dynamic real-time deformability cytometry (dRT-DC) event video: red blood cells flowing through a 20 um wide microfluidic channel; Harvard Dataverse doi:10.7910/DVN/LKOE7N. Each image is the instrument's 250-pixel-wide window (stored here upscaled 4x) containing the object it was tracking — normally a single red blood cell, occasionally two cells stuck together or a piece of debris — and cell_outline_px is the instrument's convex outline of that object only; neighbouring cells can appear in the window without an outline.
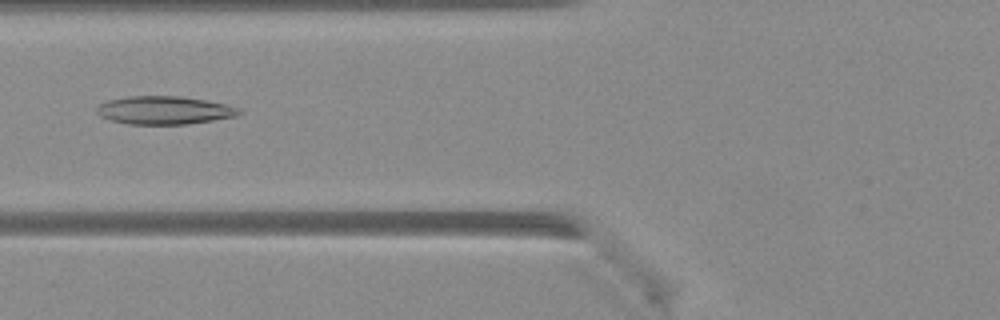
{"species": "Egyptian fruit bat (a non-hibernating species)", "species_latin": "Rousettus aegyptiacus", "temperature_condition": "warm", "stored_images_in_passage": 31, "camera_frame_rate_fps": 3000, "um_per_image_px": 0.085, "animal": {"sex": "female"}, "frame": {"image": 1, "passage_image": 7, "time_ms": 2.0, "image_size_px": [1000, 320], "cell_outline_px": [[244, 112], [236, 116], [188, 124], [128, 124], [112, 120], [100, 116], [96, 112], [96, 108], [100, 104], [108, 100], [128, 96], [180, 96], [204, 100], [224, 104], [240, 108]], "centroid_in_image_um": [13.96, 9.37], "position_along_channel_um": 111.8, "area_um2": 23.24}}
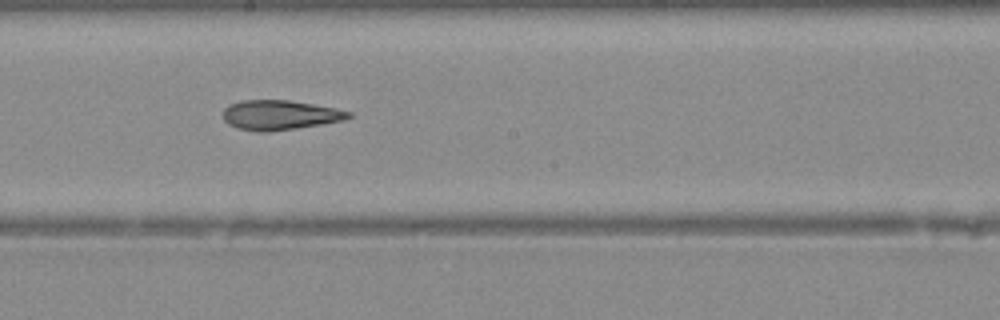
{"frame": {"image": 2, "passage_image": 14, "time_ms": 4.333, "image_size_px": [1000, 320], "cell_outline_px": [[352, 116], [344, 120], [296, 128], [264, 132], [256, 132], [236, 128], [228, 124], [224, 120], [224, 108], [240, 100], [288, 100], [336, 108], [352, 112]], "centroid_in_image_um": [23.77, 9.78], "position_along_channel_um": 224.4, "area_um2": 21.62}}
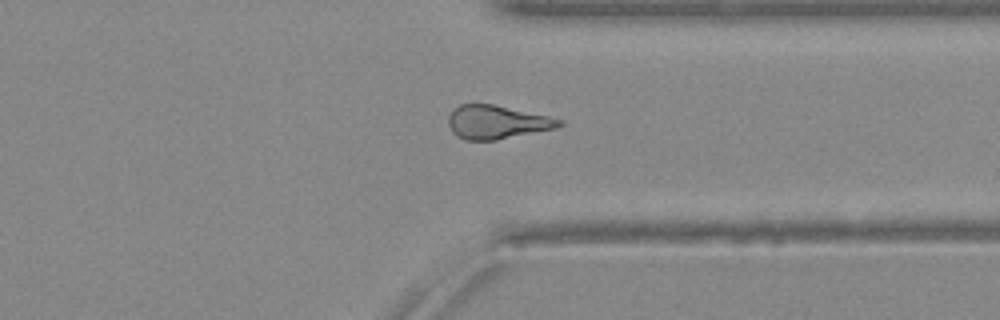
{"frame": {"image": 3, "passage_image": 23, "time_ms": 7.333, "image_size_px": [1000, 320], "cell_outline_px": [[564, 124], [556, 128], [496, 140], [464, 140], [456, 136], [452, 132], [448, 124], [448, 116], [460, 104], [492, 104], [548, 116], [564, 120]], "centroid_in_image_um": [42.23, 10.39], "position_along_channel_um": 369.2, "area_um2": 21.56}}